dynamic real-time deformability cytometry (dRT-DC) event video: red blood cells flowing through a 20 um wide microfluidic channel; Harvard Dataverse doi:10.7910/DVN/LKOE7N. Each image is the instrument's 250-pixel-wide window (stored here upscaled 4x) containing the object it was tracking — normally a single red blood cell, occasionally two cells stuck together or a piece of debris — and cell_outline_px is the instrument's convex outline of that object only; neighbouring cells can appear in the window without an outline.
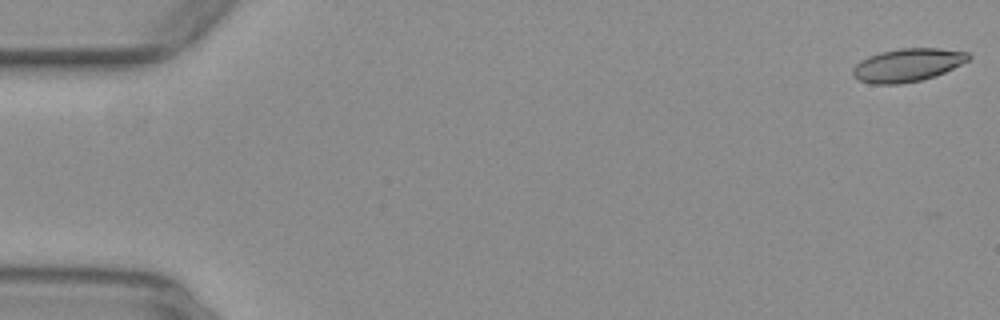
{"species": "common noctule bat (a hibernating species)", "species_latin": "Nyctalus noctula", "temperature_condition": "warm", "stored_images_in_passage": 53, "camera_frame_rate_fps": 3000, "um_per_image_px": 0.085, "animal": {"sex": "female", "body_mass_g": 29.2, "forearm_length_mm": 56.3}, "frame": {"image": 1, "passage_image": 1, "time_ms": 0.0, "image_size_px": [1000, 320], "cell_outline_px": [[972, 56], [968, 60], [936, 76], [920, 80], [896, 84], [872, 84], [860, 80], [852, 76], [852, 68], [860, 60], [868, 56], [880, 52], [900, 48], [936, 48], [968, 52]], "centroid_in_image_um": [77.1, 5.52], "position_along_channel_um": 7.9, "area_um2": 22.25}}
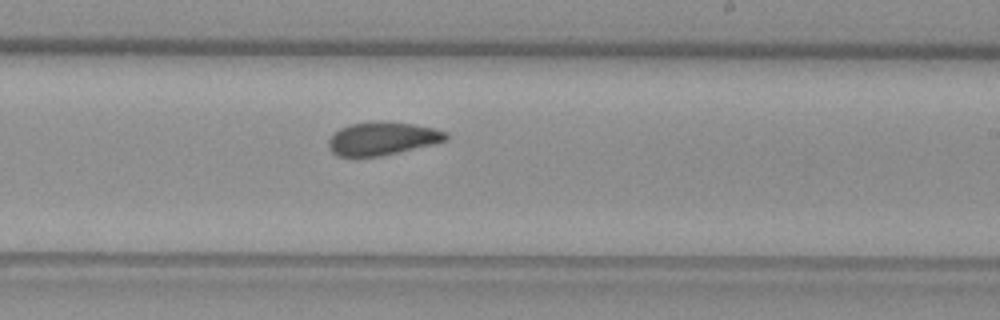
{"frame": {"image": 2, "passage_image": 32, "time_ms": 10.333, "image_size_px": [1000, 320], "cell_outline_px": [[448, 140], [432, 144], [380, 156], [336, 156], [328, 148], [328, 140], [332, 132], [348, 124], [376, 120], [384, 120], [412, 124], [432, 128], [448, 132]], "centroid_in_image_um": [32.45, 11.75], "position_along_channel_um": 256.6, "area_um2": 22.89}}
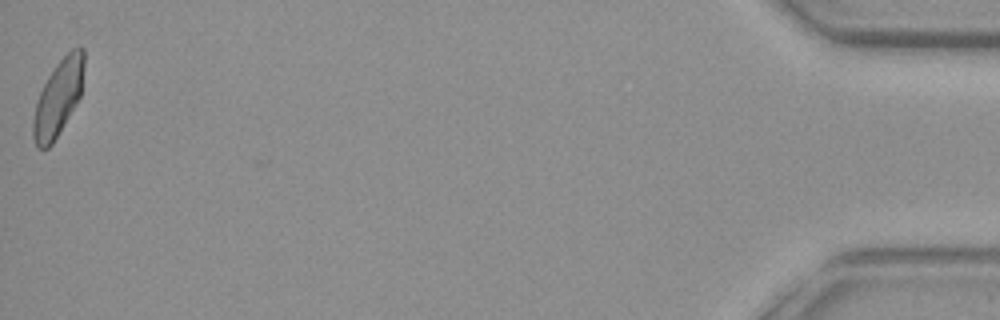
{"frame": {"image": 3, "passage_image": 53, "time_ms": 17.333, "image_size_px": [1000, 320], "cell_outline_px": [[84, 68], [80, 96], [76, 104], [52, 144], [48, 148], [40, 148], [36, 144], [32, 136], [32, 120], [36, 100], [48, 76], [56, 64], [72, 48], [80, 44], [84, 48]], "centroid_in_image_um": [4.94, 8.28], "position_along_channel_um": 430.3, "area_um2": 22.48}, "authors_computed_cell_mechanics": {"area_um2": 22.6576, "velocity_mm_per_s": 3.9416, "shape_relaxation_time_tau1_ms": 6.9105, "shape_relaxation_time_tau2_ms": 3.1969, "deformation_change_tau1": 0.1664, "deformation_change_tau2": 0.0912}}